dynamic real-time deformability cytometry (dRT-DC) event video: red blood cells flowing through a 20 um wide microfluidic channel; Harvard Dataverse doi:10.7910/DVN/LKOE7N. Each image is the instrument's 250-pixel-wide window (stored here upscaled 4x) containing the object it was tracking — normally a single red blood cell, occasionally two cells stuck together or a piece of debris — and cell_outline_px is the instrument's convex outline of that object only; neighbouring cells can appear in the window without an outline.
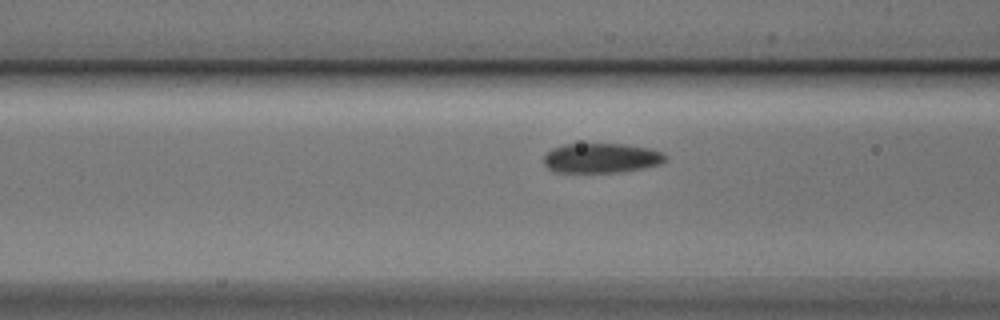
{"species": "Egyptian fruit bat (a non-hibernating species)", "species_latin": "Rousettus aegyptiacus", "temperature_condition": "cold", "stored_images_in_passage": 7, "camera_frame_rate_fps": 3000, "um_per_image_px": 0.085, "animal": {"sex": "male"}, "frame": {"image": 1, "passage_image": 5, "time_ms": 1.333, "image_size_px": [1000, 320], "cell_outline_px": [[668, 160], [660, 164], [644, 168], [620, 172], [556, 172], [548, 168], [544, 164], [544, 156], [552, 148], [564, 144], [624, 144], [652, 148], [664, 152], [668, 156]], "centroid_in_image_um": [51.18, 13.43], "position_along_channel_um": 115.4, "area_um2": 21.33}}